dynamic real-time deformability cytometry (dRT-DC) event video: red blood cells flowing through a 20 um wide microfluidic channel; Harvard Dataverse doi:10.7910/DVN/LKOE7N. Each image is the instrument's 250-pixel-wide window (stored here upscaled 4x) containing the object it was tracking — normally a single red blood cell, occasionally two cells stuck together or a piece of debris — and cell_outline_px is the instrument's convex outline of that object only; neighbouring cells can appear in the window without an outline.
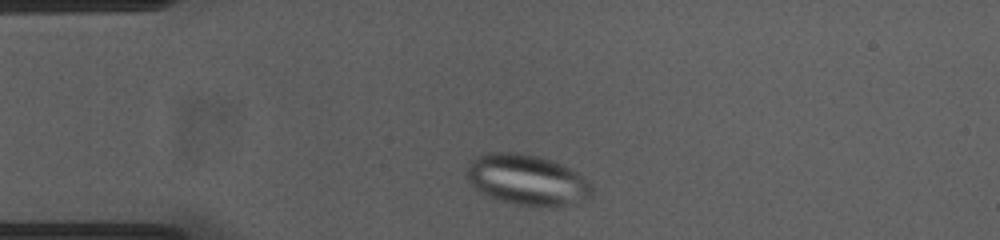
{"species": "common noctule bat (a hibernating species)", "species_latin": "Nyctalus noctula", "temperature_condition": "cold", "stored_images_in_passage": 36, "camera_frame_rate_fps": 3000, "um_per_image_px": 0.085, "animal": {"sex": "female", "body_mass_g": 23.0, "forearm_length_mm": 53.4}, "frame": {"image": 1, "passage_image": 3, "time_ms": 0.667, "image_size_px": [1000, 240], "cell_outline_px": [[592, 196], [588, 200], [552, 208], [536, 208], [516, 204], [500, 200], [488, 196], [480, 192], [468, 180], [464, 172], [464, 168], [476, 156], [488, 152], [516, 152], [536, 156], [552, 160], [576, 172], [588, 180], [592, 184]], "centroid_in_image_um": [44.8, 15.31], "position_along_channel_um": 40.2, "area_um2": 37.57}}
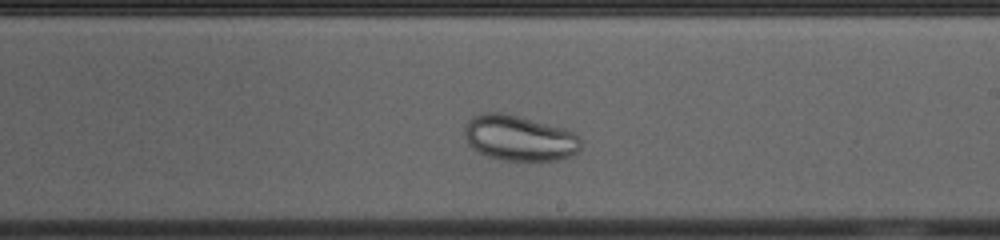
{"frame": {"image": 2, "passage_image": 22, "time_ms": 7.0, "image_size_px": [1000, 240], "cell_outline_px": [[580, 148], [572, 156], [560, 160], [504, 160], [488, 156], [472, 148], [468, 144], [464, 136], [464, 124], [472, 116], [484, 112], [504, 112], [520, 116], [564, 128], [580, 136]], "centroid_in_image_um": [44.12, 11.72], "position_along_channel_um": 244.9, "area_um2": 31.1}}
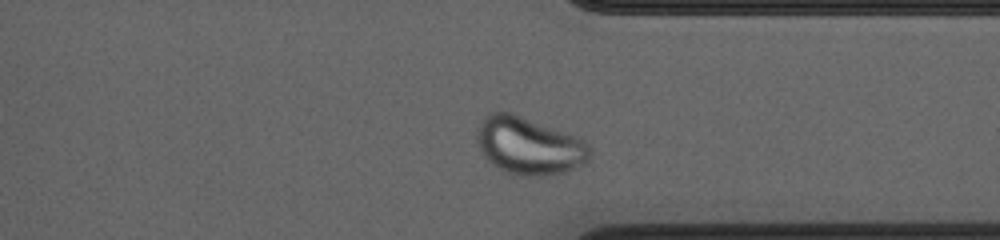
{"frame": {"image": 3, "passage_image": 32, "time_ms": 10.333, "image_size_px": [1000, 240], "cell_outline_px": [[588, 160], [568, 172], [544, 176], [520, 176], [504, 172], [492, 164], [484, 156], [476, 140], [476, 128], [484, 116], [488, 112], [512, 112], [576, 136], [584, 140], [588, 144]], "centroid_in_image_um": [44.92, 12.39], "position_along_channel_um": 366.5, "area_um2": 37.97}}